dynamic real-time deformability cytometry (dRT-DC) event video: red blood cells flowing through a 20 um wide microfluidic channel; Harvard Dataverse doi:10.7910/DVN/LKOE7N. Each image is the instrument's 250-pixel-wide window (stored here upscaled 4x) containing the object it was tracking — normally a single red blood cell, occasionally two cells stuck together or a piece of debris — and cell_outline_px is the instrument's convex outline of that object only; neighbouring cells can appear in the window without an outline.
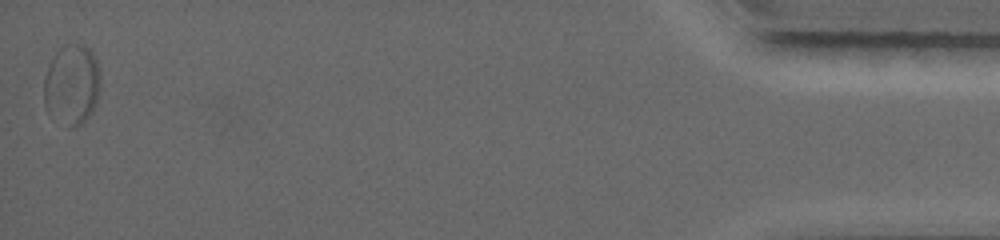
{"species": "common noctule bat (a hibernating species)", "species_latin": "Nyctalus noctula", "temperature_condition": "warm", "stored_images_in_passage": 38, "segment_of_instrument_passage": [2, 2], "camera_frame_rate_fps": 5000, "um_per_image_px": 0.085, "animal": {"sex": "female", "body_mass_g": 19.0, "forearm_length_mm": 56.7}, "frame": {"image": 1, "passage_image": 38, "time_ms": 14.8, "image_size_px": [1000, 240], "cell_outline_px": [[100, 84], [96, 104], [92, 112], [80, 124], [72, 128], [68, 128], [76, 44], [84, 44], [92, 52], [100, 68]], "centroid_in_image_um": [7.12, 7.28], "position_along_channel_um": 428.1, "area_um2": 13.29}}